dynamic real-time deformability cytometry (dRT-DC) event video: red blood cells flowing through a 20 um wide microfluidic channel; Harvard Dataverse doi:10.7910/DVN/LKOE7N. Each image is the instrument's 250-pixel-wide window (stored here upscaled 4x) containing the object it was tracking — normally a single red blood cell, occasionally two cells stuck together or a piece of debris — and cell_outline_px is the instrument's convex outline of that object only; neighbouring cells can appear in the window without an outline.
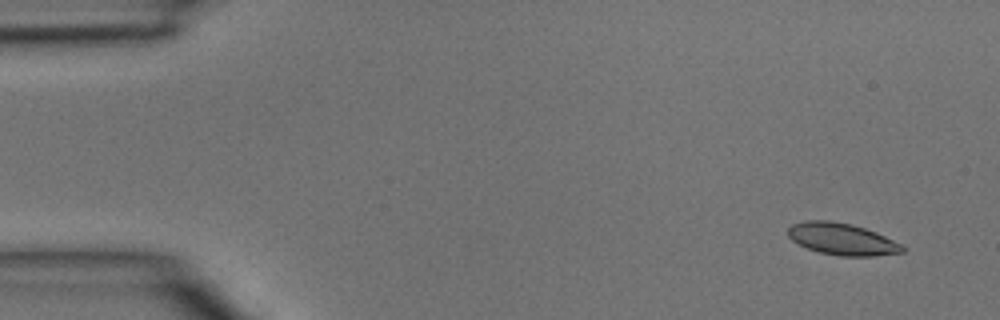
{"species": "common noctule bat (a hibernating species)", "species_latin": "Nyctalus noctula", "temperature_condition": "room temperature", "stored_images_in_passage": 4, "camera_frame_rate_fps": 3000, "um_per_image_px": 0.085, "animal": {"sex": "male", "body_mass_g": 15.6}, "frame": {"image": 1, "passage_image": 1, "time_ms": 0.0, "image_size_px": [1000, 320], "cell_outline_px": [[904, 252], [876, 256], [840, 256], [820, 252], [808, 248], [792, 240], [788, 236], [788, 228], [792, 224], [804, 220], [828, 220], [852, 224], [876, 232], [900, 244], [904, 248]], "centroid_in_image_um": [71.55, 20.31], "position_along_channel_um": 13.4, "area_um2": 21.1}}
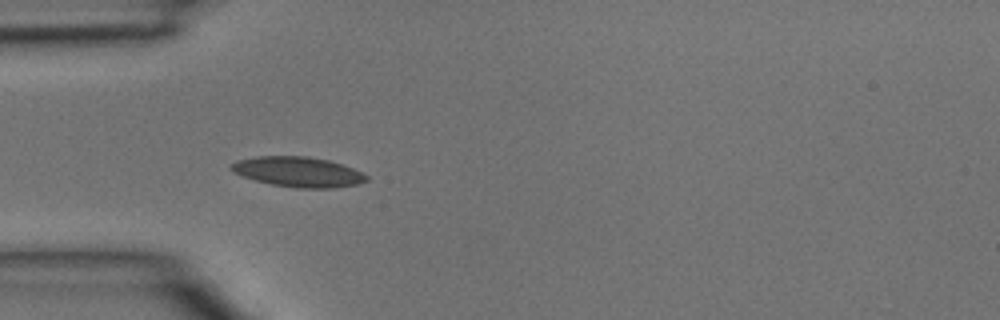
{"frame": {"image": 2, "passage_image": 4, "time_ms": 1.0, "image_size_px": [1000, 320], "cell_outline_px": [[368, 180], [356, 184], [332, 188], [296, 188], [272, 184], [256, 180], [232, 172], [228, 168], [236, 160], [256, 156], [308, 156], [328, 160], [344, 164], [364, 172], [368, 176]], "centroid_in_image_um": [25.36, 14.6], "position_along_channel_um": 59.6, "area_um2": 23.87}}